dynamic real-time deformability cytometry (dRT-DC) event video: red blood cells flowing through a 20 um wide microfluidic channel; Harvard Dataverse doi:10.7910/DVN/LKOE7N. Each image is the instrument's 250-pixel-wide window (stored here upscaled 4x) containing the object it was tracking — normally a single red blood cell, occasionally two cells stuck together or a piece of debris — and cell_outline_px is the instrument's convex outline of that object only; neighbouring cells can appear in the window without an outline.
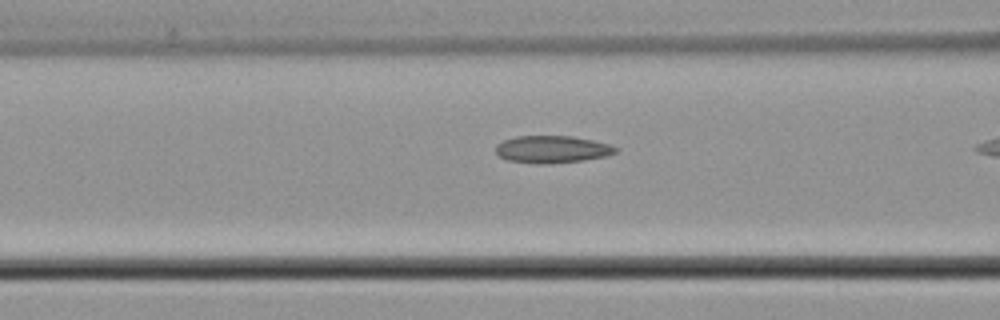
{"species": "common noctule bat (a hibernating species)", "species_latin": "Nyctalus noctula", "temperature_condition": "cold", "stored_images_in_passage": 9, "camera_frame_rate_fps": 3000, "um_per_image_px": 0.085, "animal": {"sex": "male", "body_mass_g": 21.5, "forearm_length_mm": 52.0}, "frame": {"image": 1, "passage_image": 8, "time_ms": 2.333, "image_size_px": [1000, 320], "cell_outline_px": [[620, 148], [616, 152], [608, 156], [584, 160], [544, 164], [536, 164], [508, 160], [500, 156], [496, 152], [496, 144], [504, 140], [516, 136], [572, 136], [592, 140], [608, 144]], "centroid_in_image_um": [46.95, 12.69], "position_along_channel_um": 119.7, "area_um2": 19.07}}